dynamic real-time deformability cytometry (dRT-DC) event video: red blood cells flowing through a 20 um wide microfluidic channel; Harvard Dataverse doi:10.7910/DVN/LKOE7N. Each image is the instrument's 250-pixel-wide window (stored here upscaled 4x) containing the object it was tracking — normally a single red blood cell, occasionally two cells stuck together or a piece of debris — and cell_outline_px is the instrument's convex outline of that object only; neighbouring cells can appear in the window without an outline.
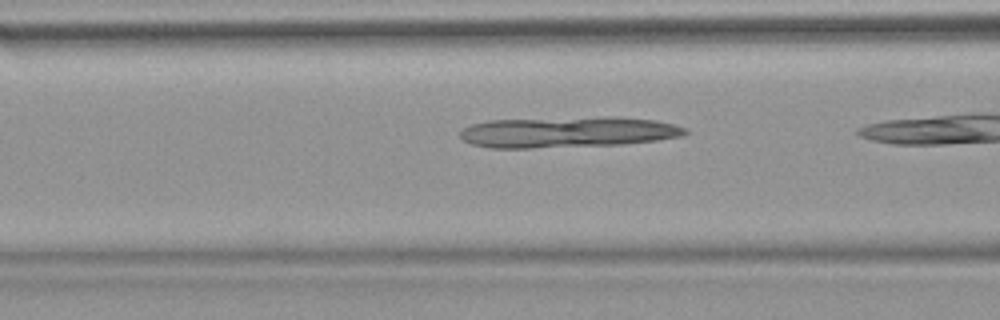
{"species": "common noctule bat (a hibernating species)", "species_latin": "Nyctalus noctula", "temperature_condition": "warm", "stored_images_in_passage": 11, "camera_frame_rate_fps": 3000, "um_per_image_px": 0.085, "animal": {"sex": "female", "body_mass_g": 18.4}, "frame": {"image": 1, "passage_image": 7, "time_ms": 2.0, "image_size_px": [1000, 320], "cell_outline_px": [[688, 132], [684, 136], [656, 140], [624, 144], [532, 148], [488, 148], [472, 144], [464, 140], [460, 136], [460, 132], [464, 128], [472, 124], [488, 120], [604, 116], [656, 120], [688, 128]], "centroid_in_image_um": [48.26, 11.22], "position_along_channel_um": 118.3, "area_um2": 40.75}}